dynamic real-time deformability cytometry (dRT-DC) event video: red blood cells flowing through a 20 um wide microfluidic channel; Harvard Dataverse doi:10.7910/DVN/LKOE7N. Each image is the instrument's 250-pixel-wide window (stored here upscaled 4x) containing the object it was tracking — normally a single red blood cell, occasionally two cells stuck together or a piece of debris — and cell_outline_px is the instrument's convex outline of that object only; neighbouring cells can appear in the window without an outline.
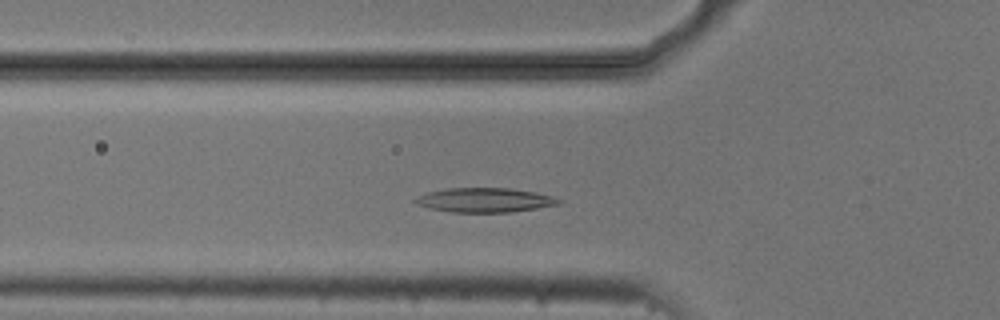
{"species": "common noctule bat (a hibernating species)", "species_latin": "Nyctalus noctula", "temperature_condition": "cold", "stored_images_in_passage": 45, "camera_frame_rate_fps": 3000, "um_per_image_px": 0.085, "animal": {"sex": "male", "body_mass_g": 20.5, "forearm_length_mm": 52.5}, "frame": {"image": 1, "passage_image": 9, "time_ms": 2.667, "image_size_px": [1000, 320], "cell_outline_px": [[560, 204], [512, 212], [452, 212], [428, 208], [416, 204], [412, 200], [428, 192], [448, 188], [508, 188], [532, 192], [552, 196], [560, 200]], "centroid_in_image_um": [41.16, 17.01], "position_along_channel_um": 84.6, "area_um2": 20.11}}
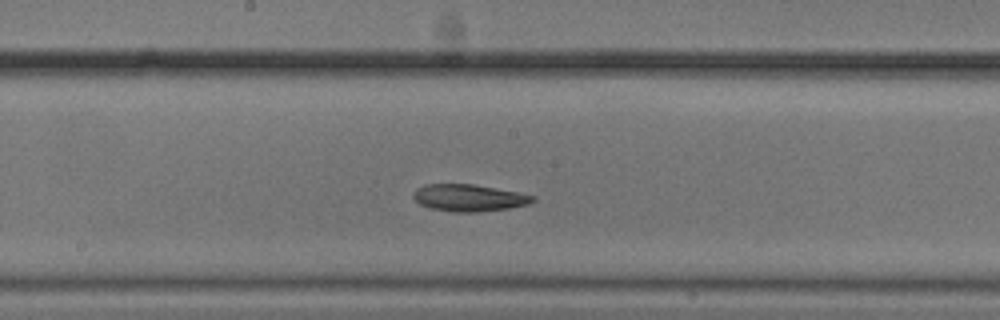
{"frame": {"image": 2, "passage_image": 19, "time_ms": 6.0, "image_size_px": [1000, 320], "cell_outline_px": [[536, 200], [528, 204], [508, 208], [476, 212], [452, 212], [428, 208], [420, 204], [412, 196], [412, 192], [416, 188], [424, 184], [472, 184], [516, 192], [536, 196]], "centroid_in_image_um": [39.81, 16.81], "position_along_channel_um": 208.4, "area_um2": 18.79}}
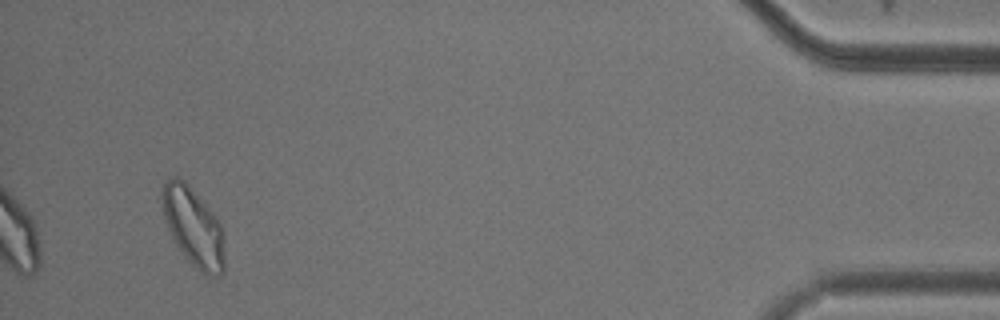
{"frame": {"image": 3, "passage_image": 42, "time_ms": 13.667, "image_size_px": [1000, 320], "cell_outline_px": [[224, 272], [220, 276], [216, 276], [200, 272], [184, 256], [176, 244], [168, 228], [164, 216], [160, 192], [164, 184], [172, 176], [176, 176], [184, 180], [188, 184], [212, 212], [220, 224], [224, 232]], "centroid_in_image_um": [16.44, 19.29], "position_along_channel_um": 418.8, "area_um2": 28.5}, "authors_computed_cell_mechanics": {"area_um2": 20.1144, "velocity_mm_per_s": 3.6846, "shape_relaxation_time_tau1_ms": 7.9153, "shape_relaxation_time_tau2_ms": 3.509, "deformation_change_tau1": 0.1633, "deformation_change_tau2": 0.0969}}